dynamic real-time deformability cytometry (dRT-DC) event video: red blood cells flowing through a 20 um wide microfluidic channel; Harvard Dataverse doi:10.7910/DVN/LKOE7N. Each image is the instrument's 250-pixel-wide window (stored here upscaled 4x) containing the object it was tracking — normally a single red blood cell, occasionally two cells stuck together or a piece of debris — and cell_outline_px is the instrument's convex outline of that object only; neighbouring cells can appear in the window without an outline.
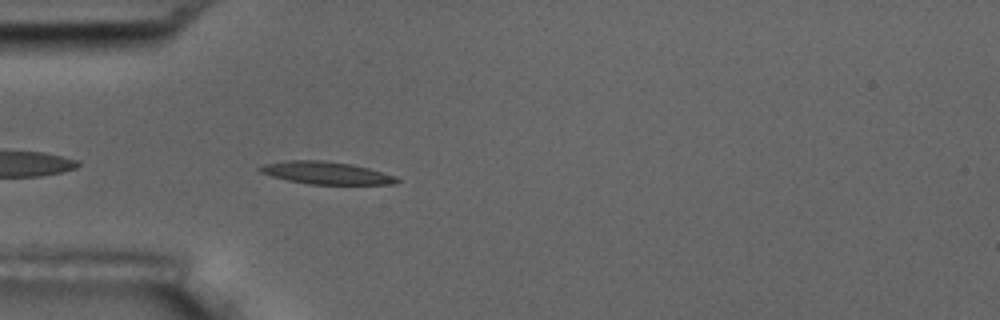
{"species": "common noctule bat (a hibernating species)", "species_latin": "Nyctalus noctula", "temperature_condition": "room temperature", "stored_images_in_passage": 5, "segment_of_instrument_passage": [2, 2], "camera_frame_rate_fps": 3000, "um_per_image_px": 0.085, "animal": {"sex": "male", "body_mass_g": 17.5, "forearm_length_mm": 52.3}, "frame": {"image": 1, "passage_image": 5, "time_ms": 4.667, "image_size_px": [1000, 320], "cell_outline_px": [[400, 180], [396, 184], [308, 184], [288, 180], [272, 176], [260, 172], [256, 168], [264, 164], [288, 160], [324, 160], [352, 164], [368, 168], [396, 176]], "centroid_in_image_um": [27.71, 14.69], "position_along_channel_um": 57.3, "area_um2": 17.92}}